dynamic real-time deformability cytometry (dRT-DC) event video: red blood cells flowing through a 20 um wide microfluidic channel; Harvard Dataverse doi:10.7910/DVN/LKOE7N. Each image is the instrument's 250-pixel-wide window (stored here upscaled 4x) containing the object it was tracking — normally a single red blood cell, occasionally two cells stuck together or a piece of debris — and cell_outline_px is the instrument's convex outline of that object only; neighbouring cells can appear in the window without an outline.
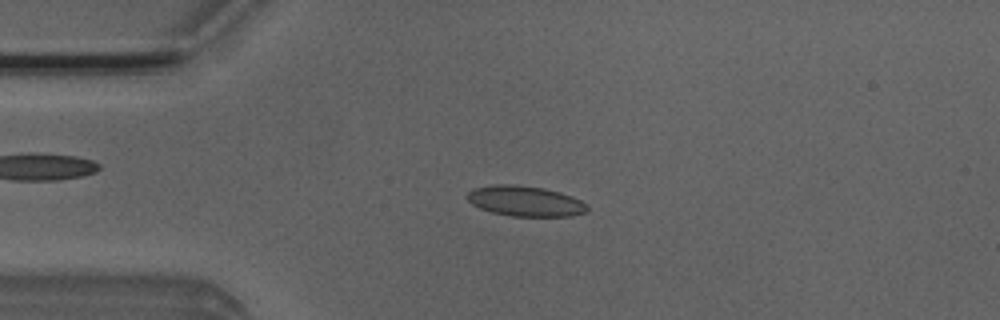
{"species": "Egyptian fruit bat (a non-hibernating species)", "species_latin": "Rousettus aegyptiacus", "temperature_condition": "room temperature", "stored_images_in_passage": 50, "camera_frame_rate_fps": 3000, "um_per_image_px": 0.085, "animal": {"sex": "male"}, "frame": {"image": 1, "passage_image": 11, "time_ms": 3.333, "image_size_px": [1000, 320], "cell_outline_px": [[588, 212], [572, 216], [512, 216], [492, 212], [480, 208], [472, 204], [464, 196], [468, 192], [476, 188], [496, 184], [512, 184], [544, 188], [560, 192], [572, 196], [588, 204]], "centroid_in_image_um": [44.67, 17.09], "position_along_channel_um": 40.3, "area_um2": 21.33}}
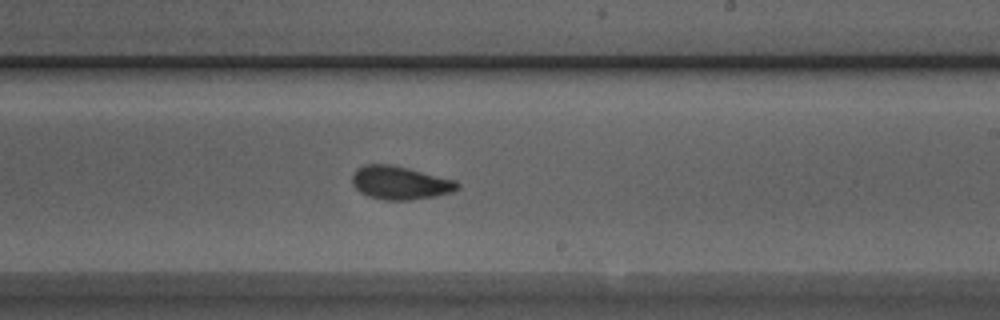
{"frame": {"image": 2, "passage_image": 29, "time_ms": 9.333, "image_size_px": [1000, 320], "cell_outline_px": [[460, 188], [452, 192], [432, 196], [408, 200], [384, 200], [368, 196], [360, 192], [352, 184], [352, 176], [356, 168], [364, 164], [392, 164], [456, 180], [460, 184]], "centroid_in_image_um": [33.99, 15.53], "position_along_channel_um": 255.0, "area_um2": 20.46}}
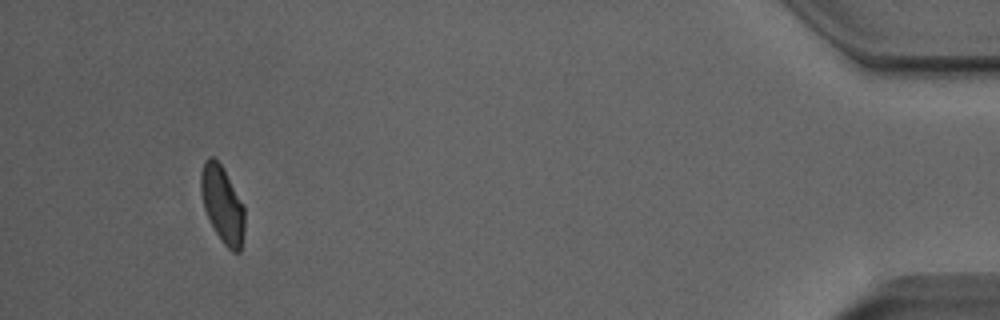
{"frame": {"image": 3, "passage_image": 47, "time_ms": 15.333, "image_size_px": [1000, 320], "cell_outline_px": [[244, 232], [240, 252], [232, 252], [224, 244], [216, 232], [204, 208], [200, 192], [200, 172], [204, 160], [208, 156], [212, 156], [220, 164], [244, 204]], "centroid_in_image_um": [18.9, 17.36], "position_along_channel_um": 416.3, "area_um2": 19.48}, "authors_computed_cell_mechanics": {"area_um2": 20.23, "velocity_mm_per_s": 3.9596, "shape_relaxation_time_tau1_ms": 3.254, "shape_relaxation_time_tau2_ms": 1.9456, "deformation_change_tau1": 0.1047, "deformation_change_tau2": 0.0621}}